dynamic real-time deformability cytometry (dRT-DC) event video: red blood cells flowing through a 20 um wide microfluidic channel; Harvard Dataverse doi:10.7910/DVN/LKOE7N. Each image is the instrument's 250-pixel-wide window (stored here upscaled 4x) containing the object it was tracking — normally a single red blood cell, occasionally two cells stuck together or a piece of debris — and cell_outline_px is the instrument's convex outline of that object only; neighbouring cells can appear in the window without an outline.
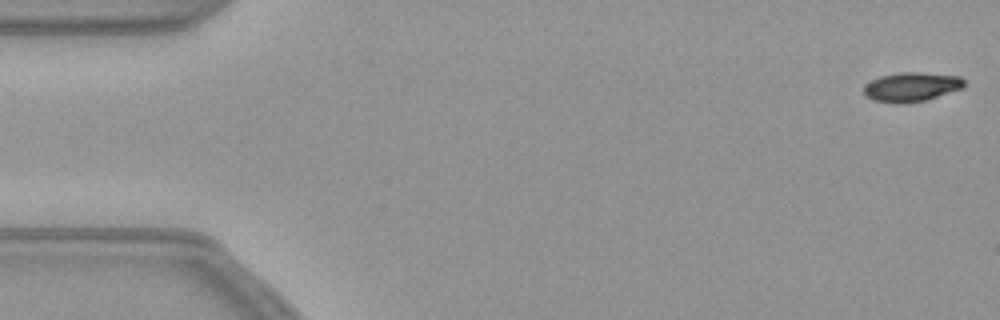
{"species": "common noctule bat (a hibernating species)", "species_latin": "Nyctalus noctula", "temperature_condition": "warm", "stored_images_in_passage": 54, "camera_frame_rate_fps": 3000, "um_per_image_px": 0.085, "animal": {"sex": "female", "body_mass_g": 21.9}, "frame": {"image": 1, "passage_image": 1, "time_ms": 0.0, "image_size_px": [1000, 320], "cell_outline_px": [[964, 84], [960, 88], [924, 100], [872, 100], [864, 96], [864, 84], [880, 76], [900, 72], [920, 72], [960, 76], [964, 80]], "centroid_in_image_um": [77.45, 7.32], "position_along_channel_um": 7.6, "area_um2": 16.18}}
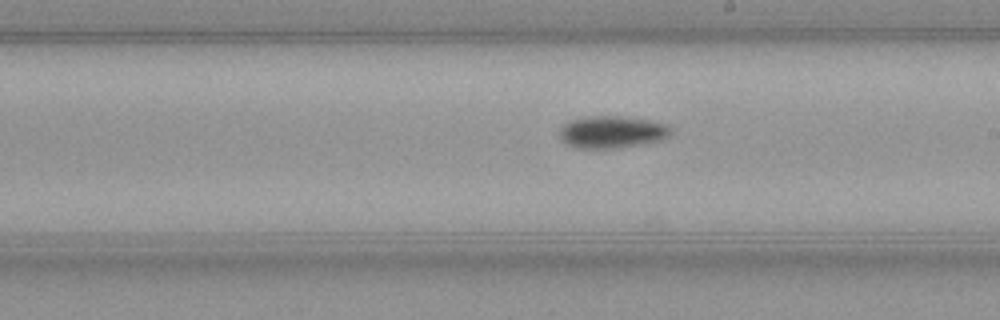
{"frame": {"image": 2, "passage_image": 30, "time_ms": 9.667, "image_size_px": [1000, 320], "cell_outline_px": [[672, 132], [668, 136], [660, 140], [620, 148], [572, 148], [564, 144], [560, 140], [560, 128], [568, 120], [588, 116], [620, 116], [648, 120], [668, 124]], "centroid_in_image_um": [51.96, 11.22], "position_along_channel_um": 237.0, "area_um2": 21.1}}
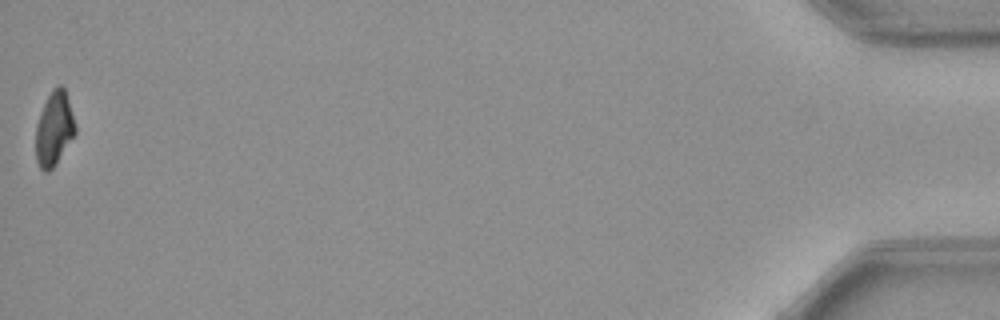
{"frame": {"image": 3, "passage_image": 54, "time_ms": 17.667, "image_size_px": [1000, 320], "cell_outline_px": [[76, 132], [56, 164], [48, 172], [44, 172], [40, 168], [36, 160], [36, 124], [40, 112], [52, 88], [60, 84], [64, 88], [68, 100], [76, 128]], "centroid_in_image_um": [4.58, 10.96], "position_along_channel_um": 430.6, "area_um2": 16.88}}